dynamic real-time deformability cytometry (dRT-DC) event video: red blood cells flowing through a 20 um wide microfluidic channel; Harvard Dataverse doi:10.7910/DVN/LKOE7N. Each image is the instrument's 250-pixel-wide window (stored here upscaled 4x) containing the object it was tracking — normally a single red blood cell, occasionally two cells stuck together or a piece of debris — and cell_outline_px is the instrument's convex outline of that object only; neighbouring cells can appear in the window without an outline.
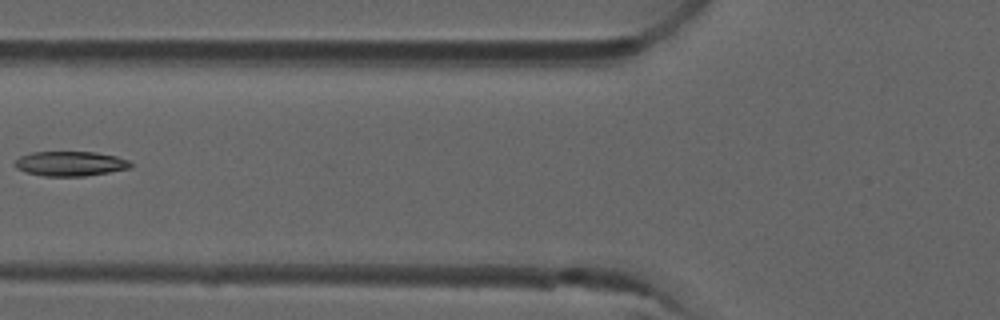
{"species": "common noctule bat (a hibernating species)", "species_latin": "Nyctalus noctula", "temperature_condition": "room temperature", "stored_images_in_passage": 6, "camera_frame_rate_fps": 3000, "um_per_image_px": 0.085, "animal": {"sex": "male", "forearm_length_mm": 52.5}, "frame": {"image": 1, "passage_image": 6, "time_ms": 1.667, "image_size_px": [1000, 320], "cell_outline_px": [[132, 168], [84, 176], [44, 176], [24, 172], [16, 168], [16, 160], [20, 156], [32, 152], [96, 152], [116, 156], [128, 160], [132, 164]], "centroid_in_image_um": [5.98, 13.91], "position_along_channel_um": 119.8, "area_um2": 16.65}}